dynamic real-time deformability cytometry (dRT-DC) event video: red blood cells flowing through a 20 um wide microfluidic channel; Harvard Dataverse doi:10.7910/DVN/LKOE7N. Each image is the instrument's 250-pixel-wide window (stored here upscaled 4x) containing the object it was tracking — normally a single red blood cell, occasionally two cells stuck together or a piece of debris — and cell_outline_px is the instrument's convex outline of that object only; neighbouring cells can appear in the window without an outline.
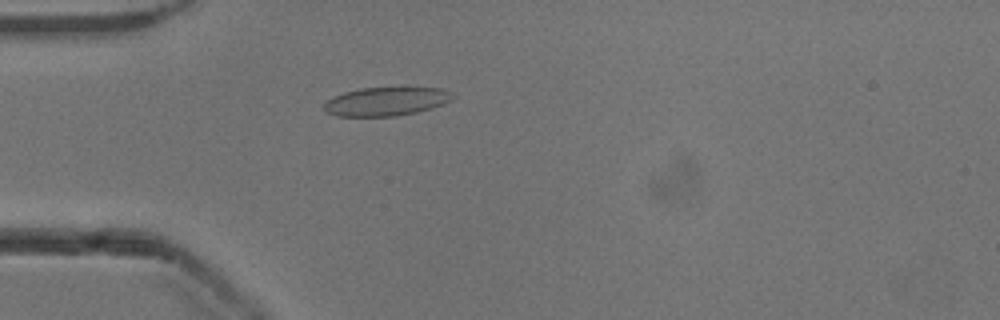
{"species": "common noctule bat (a hibernating species)", "species_latin": "Nyctalus noctula", "temperature_condition": "cold", "stored_images_in_passage": 40, "camera_frame_rate_fps": 3000, "um_per_image_px": 0.085, "animal": {"sex": "male", "body_mass_g": 13.3}, "frame": {"image": 1, "passage_image": 3, "time_ms": 0.667, "image_size_px": [1000, 320], "cell_outline_px": [[452, 100], [444, 104], [432, 108], [416, 112], [396, 116], [336, 116], [328, 112], [324, 108], [324, 104], [332, 96], [344, 92], [360, 88], [444, 88], [452, 92]], "centroid_in_image_um": [32.83, 8.62], "position_along_channel_um": 52.2, "area_um2": 21.39}}
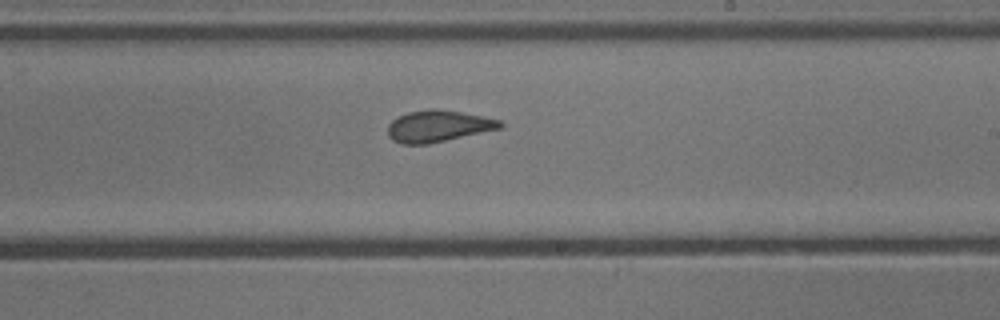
{"frame": {"image": 2, "passage_image": 19, "time_ms": 6.0, "image_size_px": [1000, 320], "cell_outline_px": [[504, 124], [500, 128], [428, 144], [400, 144], [392, 140], [388, 136], [388, 124], [392, 120], [408, 112], [432, 108], [436, 108], [484, 116], [500, 120]], "centroid_in_image_um": [37.21, 10.72], "position_along_channel_um": 251.8, "area_um2": 20.58}}
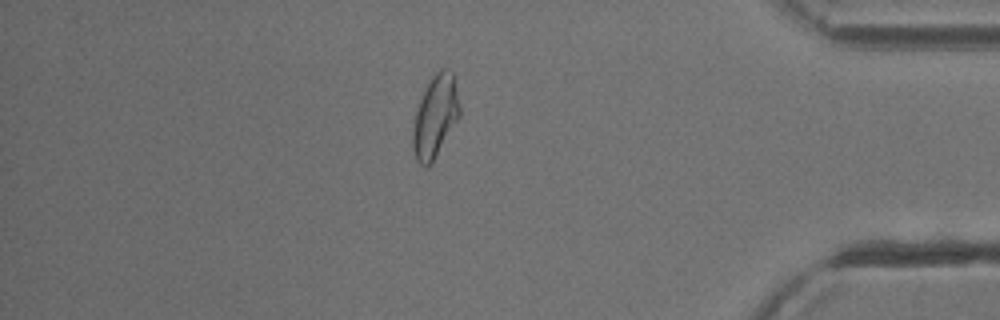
{"frame": {"image": 3, "passage_image": 33, "time_ms": 10.667, "image_size_px": [1000, 320], "cell_outline_px": [[460, 116], [428, 168], [420, 164], [416, 160], [412, 148], [412, 128], [416, 108], [428, 80], [440, 68], [448, 68], [452, 72], [460, 104]], "centroid_in_image_um": [36.97, 9.88], "position_along_channel_um": 398.2, "area_um2": 22.54}, "authors_computed_cell_mechanics": {"area_um2": 21.2415, "velocity_mm_per_s": 3.9092, "shape_relaxation_time_tau1_ms": 10.3603, "shape_relaxation_time_tau2_ms": 1.2159, "deformation_change_tau1": 0.2009, "deformation_change_tau2": 0.0598}}